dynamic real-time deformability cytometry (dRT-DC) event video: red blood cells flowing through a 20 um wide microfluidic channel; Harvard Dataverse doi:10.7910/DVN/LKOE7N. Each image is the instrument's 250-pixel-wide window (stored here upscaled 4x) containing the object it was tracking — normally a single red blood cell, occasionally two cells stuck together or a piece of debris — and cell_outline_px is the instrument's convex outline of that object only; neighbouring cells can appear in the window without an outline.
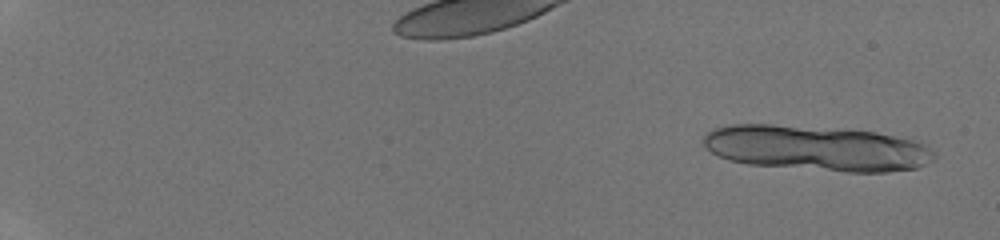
{"species": "human", "species_latin": "Homo sapiens", "temperature_condition": "room temperature", "stored_images_in_passage": 7, "camera_frame_rate_fps": 3000, "um_per_image_px": 0.085, "donor": {"sex": "male"}, "frame": {"image": 1, "passage_image": 1, "time_ms": 0.0, "image_size_px": [1000, 240], "cell_outline_px": [[936, 156], [932, 160], [916, 168], [888, 172], [848, 172], [748, 164], [728, 160], [704, 148], [704, 136], [712, 128], [732, 124], [772, 124], [876, 132], [912, 140], [924, 144], [936, 152]], "centroid_in_image_um": [69.39, 12.6], "position_along_channel_um": 15.6, "area_um2": 60.75}}